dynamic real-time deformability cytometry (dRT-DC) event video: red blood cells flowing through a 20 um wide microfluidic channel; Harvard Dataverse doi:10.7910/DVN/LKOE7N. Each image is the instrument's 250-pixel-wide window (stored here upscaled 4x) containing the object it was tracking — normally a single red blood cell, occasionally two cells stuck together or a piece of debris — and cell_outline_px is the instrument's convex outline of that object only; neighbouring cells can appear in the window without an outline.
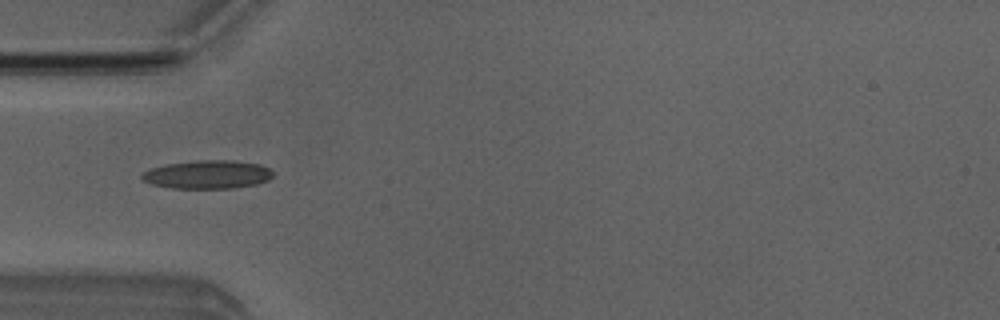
{"species": "Egyptian fruit bat (a non-hibernating species)", "species_latin": "Rousettus aegyptiacus", "temperature_condition": "room temperature", "stored_images_in_passage": 5, "camera_frame_rate_fps": 3000, "um_per_image_px": 0.085, "animal": {"sex": "male"}, "frame": {"image": 1, "passage_image": 5, "time_ms": 4.667, "image_size_px": [1000, 320], "cell_outline_px": [[272, 176], [268, 180], [256, 184], [232, 188], [172, 188], [152, 184], [140, 180], [140, 176], [144, 172], [152, 168], [168, 164], [196, 160], [232, 160], [260, 164], [268, 168], [272, 172]], "centroid_in_image_um": [17.63, 14.83], "position_along_channel_um": 67.4, "area_um2": 21.62}}